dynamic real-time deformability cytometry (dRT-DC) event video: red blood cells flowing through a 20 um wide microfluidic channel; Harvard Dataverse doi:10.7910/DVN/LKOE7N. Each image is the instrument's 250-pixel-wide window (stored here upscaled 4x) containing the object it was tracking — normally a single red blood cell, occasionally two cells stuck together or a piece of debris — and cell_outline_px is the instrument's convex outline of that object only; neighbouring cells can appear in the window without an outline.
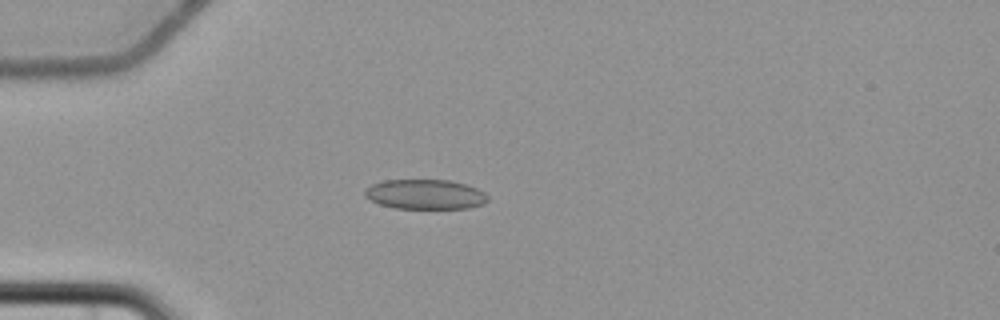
{"species": "common noctule bat (a hibernating species)", "species_latin": "Nyctalus noctula", "temperature_condition": "cold", "stored_images_in_passage": 6, "camera_frame_rate_fps": 3000, "um_per_image_px": 0.085, "animal": {"sex": "female", "body_mass_g": 22.7, "forearm_length_mm": 54.2}, "frame": {"image": 1, "passage_image": 5, "time_ms": 5.667, "image_size_px": [1000, 320], "cell_outline_px": [[488, 200], [484, 204], [468, 208], [396, 208], [380, 204], [364, 196], [364, 192], [372, 184], [384, 180], [452, 180], [476, 188], [484, 192], [488, 196]], "centroid_in_image_um": [36.17, 16.51], "position_along_channel_um": 48.8, "area_um2": 21.21}}